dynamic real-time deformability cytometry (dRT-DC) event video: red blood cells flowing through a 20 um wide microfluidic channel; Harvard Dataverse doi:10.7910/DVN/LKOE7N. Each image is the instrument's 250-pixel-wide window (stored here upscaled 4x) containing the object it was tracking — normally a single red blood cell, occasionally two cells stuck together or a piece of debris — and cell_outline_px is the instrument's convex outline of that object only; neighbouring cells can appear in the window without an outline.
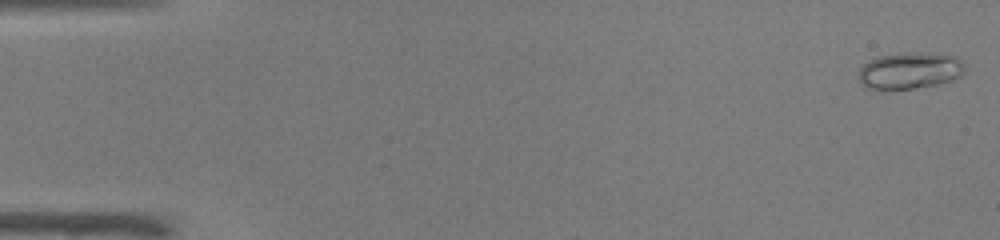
{"species": "common noctule bat (a hibernating species)", "species_latin": "Nyctalus noctula", "temperature_condition": "warm", "stored_images_in_passage": 51, "camera_frame_rate_fps": 3000, "um_per_image_px": 0.085, "animal": {"sex": "male", "body_mass_g": 19.0, "forearm_length_mm": 50.8}, "frame": {"image": 1, "passage_image": 1, "time_ms": 0.0, "image_size_px": [1000, 240], "cell_outline_px": [[964, 72], [960, 76], [952, 80], [940, 84], [912, 88], [880, 92], [868, 88], [856, 76], [860, 68], [868, 60], [880, 56], [920, 52], [956, 56], [964, 64]], "centroid_in_image_um": [77.3, 6.04], "position_along_channel_um": 7.7, "area_um2": 22.95}}
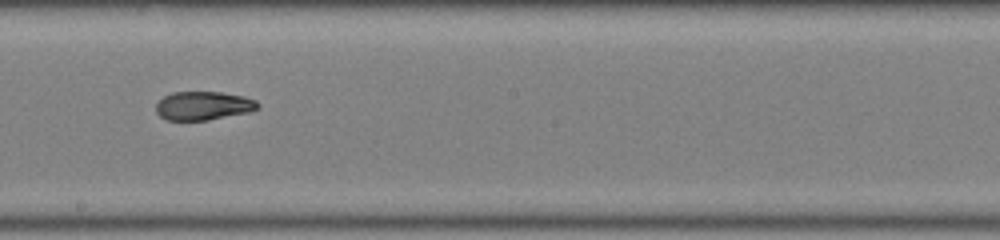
{"frame": {"image": 2, "passage_image": 29, "time_ms": 9.333, "image_size_px": [1000, 240], "cell_outline_px": [[260, 108], [252, 112], [208, 120], [164, 120], [156, 112], [156, 104], [164, 96], [172, 92], [220, 92], [244, 96], [256, 100], [260, 104]], "centroid_in_image_um": [17.32, 8.99], "position_along_channel_um": 230.9, "area_um2": 17.22}}
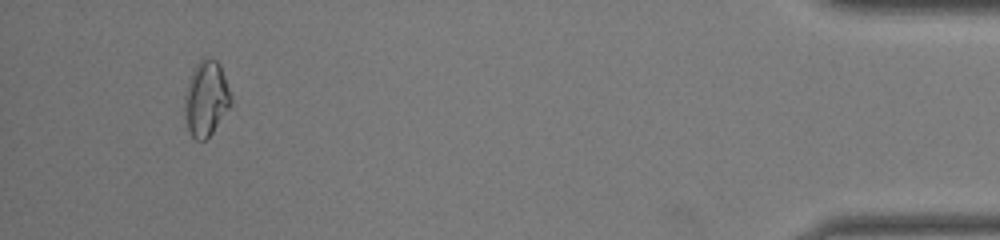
{"frame": {"image": 3, "passage_image": 48, "time_ms": 15.667, "image_size_px": [1000, 240], "cell_outline_px": [[232, 104], [212, 132], [204, 140], [196, 140], [192, 136], [188, 128], [184, 116], [184, 96], [188, 80], [196, 64], [204, 56], [216, 60], [220, 64], [232, 96]], "centroid_in_image_um": [17.52, 8.35], "position_along_channel_um": 417.7, "area_um2": 20.4}, "authors_computed_cell_mechanics": {"area_um2": 18.3226, "velocity_mm_per_s": 4.0059, "shape_relaxation_time_tau1_ms": 7.3779, "shape_relaxation_time_tau2_ms": 0.7669, "deformation_change_tau1": 0.2472, "deformation_change_tau2": 0.0514}}